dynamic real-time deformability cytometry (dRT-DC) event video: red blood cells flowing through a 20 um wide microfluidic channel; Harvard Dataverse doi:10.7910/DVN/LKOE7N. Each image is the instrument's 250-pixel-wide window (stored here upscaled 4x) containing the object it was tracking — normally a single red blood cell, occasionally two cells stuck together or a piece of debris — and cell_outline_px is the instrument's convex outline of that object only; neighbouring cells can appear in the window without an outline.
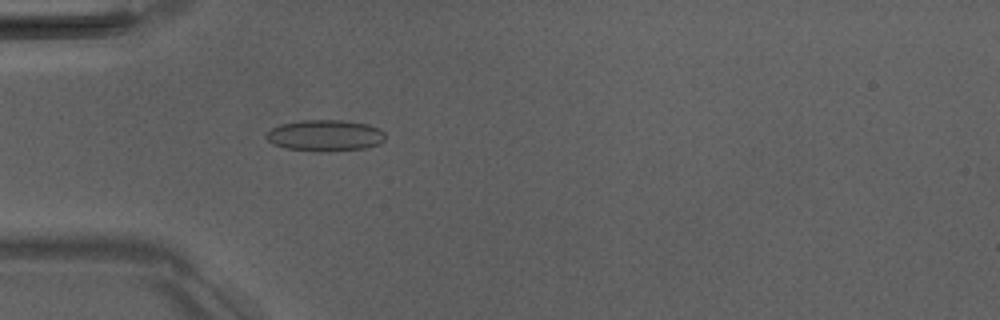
{"species": "Egyptian fruit bat (a non-hibernating species)", "species_latin": "Rousettus aegyptiacus", "temperature_condition": "room temperature", "stored_images_in_passage": 5, "camera_frame_rate_fps": 3000, "um_per_image_px": 0.085, "animal": {"sex": "male"}, "frame": {"image": 1, "passage_image": 5, "time_ms": 4.667, "image_size_px": [1000, 320], "cell_outline_px": [[384, 140], [380, 144], [364, 148], [324, 152], [312, 152], [288, 148], [272, 144], [264, 136], [272, 128], [280, 124], [300, 120], [344, 120], [368, 124], [380, 128], [384, 132]], "centroid_in_image_um": [27.64, 11.52], "position_along_channel_um": 57.4, "area_um2": 21.96}}